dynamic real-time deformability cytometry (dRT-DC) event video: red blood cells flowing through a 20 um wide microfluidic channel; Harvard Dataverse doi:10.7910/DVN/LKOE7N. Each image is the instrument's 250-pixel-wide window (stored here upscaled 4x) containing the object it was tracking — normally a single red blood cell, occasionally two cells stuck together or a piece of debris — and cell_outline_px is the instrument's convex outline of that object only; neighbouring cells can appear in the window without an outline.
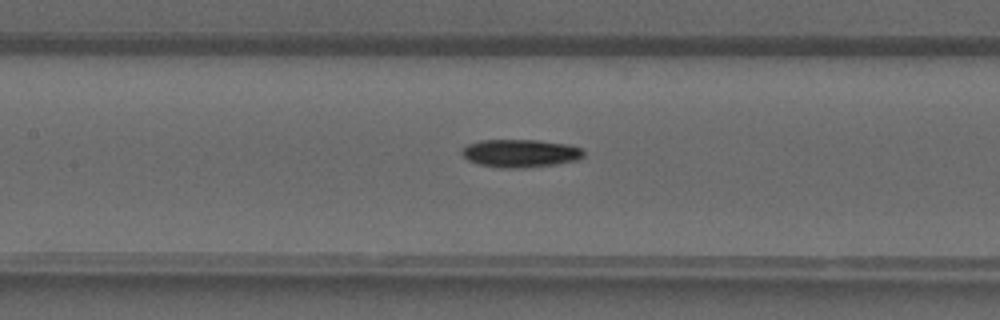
{"species": "common noctule bat (a hibernating species)", "species_latin": "Nyctalus noctula", "temperature_condition": "warm", "stored_images_in_passage": 36, "camera_frame_rate_fps": 3000, "um_per_image_px": 0.085, "animal": {"sex": "male", "forearm_length_mm": 52.5}, "frame": {"image": 1, "passage_image": 15, "time_ms": 4.667, "image_size_px": [1000, 320], "cell_outline_px": [[584, 156], [576, 160], [556, 164], [528, 168], [504, 168], [480, 164], [468, 160], [460, 152], [468, 144], [480, 140], [540, 140], [568, 144], [580, 148], [584, 152]], "centroid_in_image_um": [44.25, 13.03], "position_along_channel_um": 163.2, "area_um2": 19.83}}
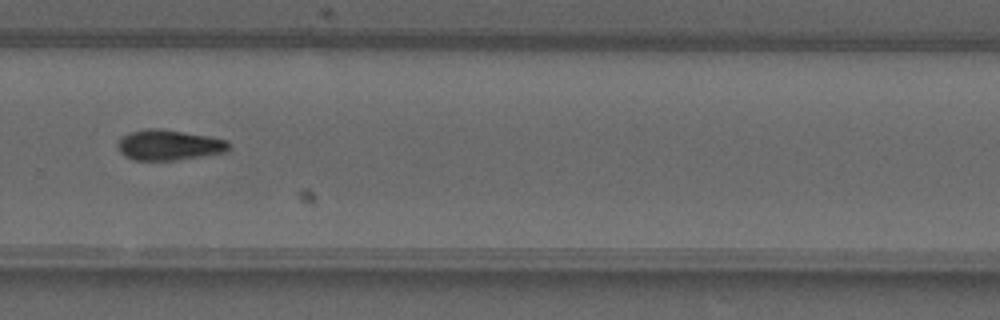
{"frame": {"image": 2, "passage_image": 24, "time_ms": 7.667, "image_size_px": [1000, 320], "cell_outline_px": [[232, 148], [228, 152], [204, 156], [176, 160], [132, 160], [124, 156], [120, 152], [116, 144], [124, 136], [132, 132], [148, 128], [160, 128], [208, 136], [228, 140]], "centroid_in_image_um": [14.41, 12.34], "position_along_channel_um": 315.4, "area_um2": 19.88}}
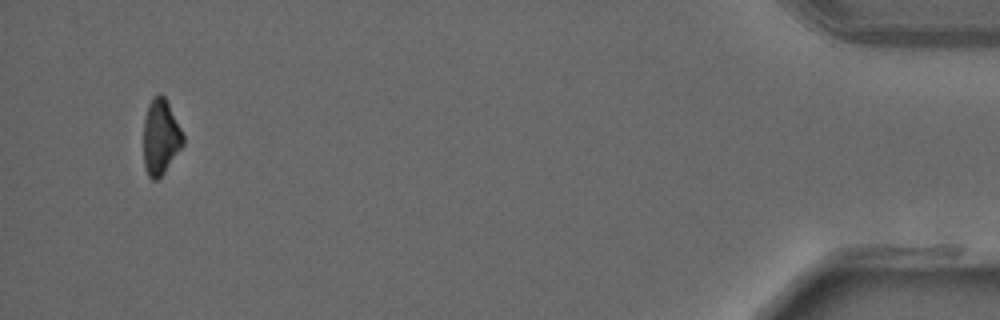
{"frame": {"image": 3, "passage_image": 35, "time_ms": 11.333, "image_size_px": [1000, 320], "cell_outline_px": [[184, 144], [164, 172], [156, 180], [152, 180], [148, 176], [144, 168], [144, 116], [148, 104], [152, 96], [160, 92], [164, 96], [184, 136]], "centroid_in_image_um": [13.63, 11.63], "position_along_channel_um": 421.6, "area_um2": 17.34}}